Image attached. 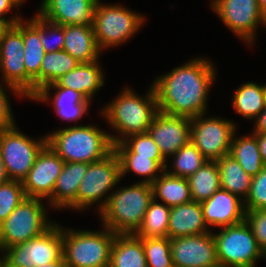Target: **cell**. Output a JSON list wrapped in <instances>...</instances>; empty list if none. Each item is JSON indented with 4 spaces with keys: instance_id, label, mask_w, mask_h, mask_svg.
I'll use <instances>...</instances> for the list:
<instances>
[{
    "instance_id": "obj_25",
    "label": "cell",
    "mask_w": 266,
    "mask_h": 267,
    "mask_svg": "<svg viewBox=\"0 0 266 267\" xmlns=\"http://www.w3.org/2000/svg\"><path fill=\"white\" fill-rule=\"evenodd\" d=\"M65 42L63 50L79 63L99 60L101 51L97 45L92 26L64 25Z\"/></svg>"
},
{
    "instance_id": "obj_43",
    "label": "cell",
    "mask_w": 266,
    "mask_h": 267,
    "mask_svg": "<svg viewBox=\"0 0 266 267\" xmlns=\"http://www.w3.org/2000/svg\"><path fill=\"white\" fill-rule=\"evenodd\" d=\"M19 8V5L14 0H0V19L7 21L10 25H14L16 22L21 21L23 18L16 14L6 19L5 15L13 9Z\"/></svg>"
},
{
    "instance_id": "obj_32",
    "label": "cell",
    "mask_w": 266,
    "mask_h": 267,
    "mask_svg": "<svg viewBox=\"0 0 266 267\" xmlns=\"http://www.w3.org/2000/svg\"><path fill=\"white\" fill-rule=\"evenodd\" d=\"M120 163L121 179L132 172L143 177L139 182L152 184L165 171L167 161H154L138 154H116ZM160 172V173H159ZM159 173V174H158Z\"/></svg>"
},
{
    "instance_id": "obj_14",
    "label": "cell",
    "mask_w": 266,
    "mask_h": 267,
    "mask_svg": "<svg viewBox=\"0 0 266 267\" xmlns=\"http://www.w3.org/2000/svg\"><path fill=\"white\" fill-rule=\"evenodd\" d=\"M23 49L21 20L10 25L1 38L0 73L2 79L0 82L15 88L23 98H26V67Z\"/></svg>"
},
{
    "instance_id": "obj_21",
    "label": "cell",
    "mask_w": 266,
    "mask_h": 267,
    "mask_svg": "<svg viewBox=\"0 0 266 267\" xmlns=\"http://www.w3.org/2000/svg\"><path fill=\"white\" fill-rule=\"evenodd\" d=\"M55 90L53 98L50 96L52 90ZM53 99V100H52ZM35 102H51L54 112L61 119L68 122H78L82 119L88 110L91 101L88 100L82 93L67 87H60L55 82L41 88L32 98Z\"/></svg>"
},
{
    "instance_id": "obj_40",
    "label": "cell",
    "mask_w": 266,
    "mask_h": 267,
    "mask_svg": "<svg viewBox=\"0 0 266 267\" xmlns=\"http://www.w3.org/2000/svg\"><path fill=\"white\" fill-rule=\"evenodd\" d=\"M245 211L266 209V165L255 176L247 199L244 201Z\"/></svg>"
},
{
    "instance_id": "obj_2",
    "label": "cell",
    "mask_w": 266,
    "mask_h": 267,
    "mask_svg": "<svg viewBox=\"0 0 266 267\" xmlns=\"http://www.w3.org/2000/svg\"><path fill=\"white\" fill-rule=\"evenodd\" d=\"M116 96L100 111L110 128L116 130V135L109 132L113 145L131 135L147 132L159 111L153 85L148 88L144 97L129 87L122 89Z\"/></svg>"
},
{
    "instance_id": "obj_11",
    "label": "cell",
    "mask_w": 266,
    "mask_h": 267,
    "mask_svg": "<svg viewBox=\"0 0 266 267\" xmlns=\"http://www.w3.org/2000/svg\"><path fill=\"white\" fill-rule=\"evenodd\" d=\"M17 127L0 132V148L6 174L9 180L23 181L32 168L37 155L47 144V137L35 140Z\"/></svg>"
},
{
    "instance_id": "obj_34",
    "label": "cell",
    "mask_w": 266,
    "mask_h": 267,
    "mask_svg": "<svg viewBox=\"0 0 266 267\" xmlns=\"http://www.w3.org/2000/svg\"><path fill=\"white\" fill-rule=\"evenodd\" d=\"M80 63L65 50L45 53L40 68V89L54 83Z\"/></svg>"
},
{
    "instance_id": "obj_10",
    "label": "cell",
    "mask_w": 266,
    "mask_h": 267,
    "mask_svg": "<svg viewBox=\"0 0 266 267\" xmlns=\"http://www.w3.org/2000/svg\"><path fill=\"white\" fill-rule=\"evenodd\" d=\"M53 222L39 236L3 249V267H37L57 261L62 256V227Z\"/></svg>"
},
{
    "instance_id": "obj_42",
    "label": "cell",
    "mask_w": 266,
    "mask_h": 267,
    "mask_svg": "<svg viewBox=\"0 0 266 267\" xmlns=\"http://www.w3.org/2000/svg\"><path fill=\"white\" fill-rule=\"evenodd\" d=\"M4 85L0 82V132L11 128L16 124L13 111L11 110L10 99L7 95L9 93L6 91L10 90L11 93H15L14 95H17L20 98L23 97L15 88L6 84Z\"/></svg>"
},
{
    "instance_id": "obj_26",
    "label": "cell",
    "mask_w": 266,
    "mask_h": 267,
    "mask_svg": "<svg viewBox=\"0 0 266 267\" xmlns=\"http://www.w3.org/2000/svg\"><path fill=\"white\" fill-rule=\"evenodd\" d=\"M109 267H147L142 238L135 234H116Z\"/></svg>"
},
{
    "instance_id": "obj_39",
    "label": "cell",
    "mask_w": 266,
    "mask_h": 267,
    "mask_svg": "<svg viewBox=\"0 0 266 267\" xmlns=\"http://www.w3.org/2000/svg\"><path fill=\"white\" fill-rule=\"evenodd\" d=\"M39 39L45 53L63 50L64 26L49 22L39 15Z\"/></svg>"
},
{
    "instance_id": "obj_22",
    "label": "cell",
    "mask_w": 266,
    "mask_h": 267,
    "mask_svg": "<svg viewBox=\"0 0 266 267\" xmlns=\"http://www.w3.org/2000/svg\"><path fill=\"white\" fill-rule=\"evenodd\" d=\"M212 231L204 221L201 202L191 201L171 208L167 237L170 239Z\"/></svg>"
},
{
    "instance_id": "obj_37",
    "label": "cell",
    "mask_w": 266,
    "mask_h": 267,
    "mask_svg": "<svg viewBox=\"0 0 266 267\" xmlns=\"http://www.w3.org/2000/svg\"><path fill=\"white\" fill-rule=\"evenodd\" d=\"M147 267H174L169 237L142 238Z\"/></svg>"
},
{
    "instance_id": "obj_47",
    "label": "cell",
    "mask_w": 266,
    "mask_h": 267,
    "mask_svg": "<svg viewBox=\"0 0 266 267\" xmlns=\"http://www.w3.org/2000/svg\"><path fill=\"white\" fill-rule=\"evenodd\" d=\"M37 267H66V264L64 262L63 256H61L57 261L37 266Z\"/></svg>"
},
{
    "instance_id": "obj_23",
    "label": "cell",
    "mask_w": 266,
    "mask_h": 267,
    "mask_svg": "<svg viewBox=\"0 0 266 267\" xmlns=\"http://www.w3.org/2000/svg\"><path fill=\"white\" fill-rule=\"evenodd\" d=\"M99 60L80 63L76 68L60 77L55 83L82 93L92 101L94 95L105 85V76ZM99 90V91H98Z\"/></svg>"
},
{
    "instance_id": "obj_3",
    "label": "cell",
    "mask_w": 266,
    "mask_h": 267,
    "mask_svg": "<svg viewBox=\"0 0 266 267\" xmlns=\"http://www.w3.org/2000/svg\"><path fill=\"white\" fill-rule=\"evenodd\" d=\"M47 144L64 162L93 163L113 151L109 133L93 124L74 125L48 133Z\"/></svg>"
},
{
    "instance_id": "obj_8",
    "label": "cell",
    "mask_w": 266,
    "mask_h": 267,
    "mask_svg": "<svg viewBox=\"0 0 266 267\" xmlns=\"http://www.w3.org/2000/svg\"><path fill=\"white\" fill-rule=\"evenodd\" d=\"M43 202L40 198L25 197L0 224V252L39 236L54 224L48 220V208Z\"/></svg>"
},
{
    "instance_id": "obj_52",
    "label": "cell",
    "mask_w": 266,
    "mask_h": 267,
    "mask_svg": "<svg viewBox=\"0 0 266 267\" xmlns=\"http://www.w3.org/2000/svg\"><path fill=\"white\" fill-rule=\"evenodd\" d=\"M1 252H0V267H3V261H2V256H1Z\"/></svg>"
},
{
    "instance_id": "obj_38",
    "label": "cell",
    "mask_w": 266,
    "mask_h": 267,
    "mask_svg": "<svg viewBox=\"0 0 266 267\" xmlns=\"http://www.w3.org/2000/svg\"><path fill=\"white\" fill-rule=\"evenodd\" d=\"M23 183L17 180H8L0 184V224L25 199Z\"/></svg>"
},
{
    "instance_id": "obj_16",
    "label": "cell",
    "mask_w": 266,
    "mask_h": 267,
    "mask_svg": "<svg viewBox=\"0 0 266 267\" xmlns=\"http://www.w3.org/2000/svg\"><path fill=\"white\" fill-rule=\"evenodd\" d=\"M64 163L63 159L46 144L37 155L27 177L22 181L26 197L48 200L53 195Z\"/></svg>"
},
{
    "instance_id": "obj_12",
    "label": "cell",
    "mask_w": 266,
    "mask_h": 267,
    "mask_svg": "<svg viewBox=\"0 0 266 267\" xmlns=\"http://www.w3.org/2000/svg\"><path fill=\"white\" fill-rule=\"evenodd\" d=\"M207 113L191 118L190 141L208 161H217L228 155L237 126L220 117H205Z\"/></svg>"
},
{
    "instance_id": "obj_18",
    "label": "cell",
    "mask_w": 266,
    "mask_h": 267,
    "mask_svg": "<svg viewBox=\"0 0 266 267\" xmlns=\"http://www.w3.org/2000/svg\"><path fill=\"white\" fill-rule=\"evenodd\" d=\"M97 2L98 0H42L37 13L58 25L93 26Z\"/></svg>"
},
{
    "instance_id": "obj_51",
    "label": "cell",
    "mask_w": 266,
    "mask_h": 267,
    "mask_svg": "<svg viewBox=\"0 0 266 267\" xmlns=\"http://www.w3.org/2000/svg\"><path fill=\"white\" fill-rule=\"evenodd\" d=\"M264 95H265V108H266V83L264 84Z\"/></svg>"
},
{
    "instance_id": "obj_7",
    "label": "cell",
    "mask_w": 266,
    "mask_h": 267,
    "mask_svg": "<svg viewBox=\"0 0 266 267\" xmlns=\"http://www.w3.org/2000/svg\"><path fill=\"white\" fill-rule=\"evenodd\" d=\"M120 181L119 159L112 151L104 159L89 163L86 174L80 182L76 199L67 208L83 211L97 204L99 214L106 206L110 192L112 193V189H115Z\"/></svg>"
},
{
    "instance_id": "obj_13",
    "label": "cell",
    "mask_w": 266,
    "mask_h": 267,
    "mask_svg": "<svg viewBox=\"0 0 266 267\" xmlns=\"http://www.w3.org/2000/svg\"><path fill=\"white\" fill-rule=\"evenodd\" d=\"M210 6L226 27L250 47L259 25L266 27L257 0H212Z\"/></svg>"
},
{
    "instance_id": "obj_46",
    "label": "cell",
    "mask_w": 266,
    "mask_h": 267,
    "mask_svg": "<svg viewBox=\"0 0 266 267\" xmlns=\"http://www.w3.org/2000/svg\"><path fill=\"white\" fill-rule=\"evenodd\" d=\"M9 180L4 164H3V159H2V153H1V148H0V184H3Z\"/></svg>"
},
{
    "instance_id": "obj_36",
    "label": "cell",
    "mask_w": 266,
    "mask_h": 267,
    "mask_svg": "<svg viewBox=\"0 0 266 267\" xmlns=\"http://www.w3.org/2000/svg\"><path fill=\"white\" fill-rule=\"evenodd\" d=\"M116 154H138V156L150 157L154 161L166 160L155 141L148 132L131 135L122 142L113 145Z\"/></svg>"
},
{
    "instance_id": "obj_28",
    "label": "cell",
    "mask_w": 266,
    "mask_h": 267,
    "mask_svg": "<svg viewBox=\"0 0 266 267\" xmlns=\"http://www.w3.org/2000/svg\"><path fill=\"white\" fill-rule=\"evenodd\" d=\"M221 188L245 201L249 195L252 176L247 174L230 154L218 159Z\"/></svg>"
},
{
    "instance_id": "obj_24",
    "label": "cell",
    "mask_w": 266,
    "mask_h": 267,
    "mask_svg": "<svg viewBox=\"0 0 266 267\" xmlns=\"http://www.w3.org/2000/svg\"><path fill=\"white\" fill-rule=\"evenodd\" d=\"M88 163L65 162L58 176L53 195L47 200L56 210L66 209L77 196L79 185L86 174Z\"/></svg>"
},
{
    "instance_id": "obj_29",
    "label": "cell",
    "mask_w": 266,
    "mask_h": 267,
    "mask_svg": "<svg viewBox=\"0 0 266 267\" xmlns=\"http://www.w3.org/2000/svg\"><path fill=\"white\" fill-rule=\"evenodd\" d=\"M264 84L246 82L233 94L232 106L247 120H255L265 110Z\"/></svg>"
},
{
    "instance_id": "obj_48",
    "label": "cell",
    "mask_w": 266,
    "mask_h": 267,
    "mask_svg": "<svg viewBox=\"0 0 266 267\" xmlns=\"http://www.w3.org/2000/svg\"><path fill=\"white\" fill-rule=\"evenodd\" d=\"M10 24L7 21L0 19V41L4 32L9 28Z\"/></svg>"
},
{
    "instance_id": "obj_45",
    "label": "cell",
    "mask_w": 266,
    "mask_h": 267,
    "mask_svg": "<svg viewBox=\"0 0 266 267\" xmlns=\"http://www.w3.org/2000/svg\"><path fill=\"white\" fill-rule=\"evenodd\" d=\"M257 137V143L259 146V152L262 160L266 164V133H253Z\"/></svg>"
},
{
    "instance_id": "obj_20",
    "label": "cell",
    "mask_w": 266,
    "mask_h": 267,
    "mask_svg": "<svg viewBox=\"0 0 266 267\" xmlns=\"http://www.w3.org/2000/svg\"><path fill=\"white\" fill-rule=\"evenodd\" d=\"M204 221L210 227H228L245 220L244 201L219 188L209 199L201 202Z\"/></svg>"
},
{
    "instance_id": "obj_33",
    "label": "cell",
    "mask_w": 266,
    "mask_h": 267,
    "mask_svg": "<svg viewBox=\"0 0 266 267\" xmlns=\"http://www.w3.org/2000/svg\"><path fill=\"white\" fill-rule=\"evenodd\" d=\"M170 211L169 206L153 199L135 235L139 238L167 237Z\"/></svg>"
},
{
    "instance_id": "obj_1",
    "label": "cell",
    "mask_w": 266,
    "mask_h": 267,
    "mask_svg": "<svg viewBox=\"0 0 266 267\" xmlns=\"http://www.w3.org/2000/svg\"><path fill=\"white\" fill-rule=\"evenodd\" d=\"M209 59L193 58L152 81L158 110L194 118L207 113L208 95L215 82L216 68Z\"/></svg>"
},
{
    "instance_id": "obj_27",
    "label": "cell",
    "mask_w": 266,
    "mask_h": 267,
    "mask_svg": "<svg viewBox=\"0 0 266 267\" xmlns=\"http://www.w3.org/2000/svg\"><path fill=\"white\" fill-rule=\"evenodd\" d=\"M153 199L162 202L170 208L192 201L187 178L173 176L166 171L151 184Z\"/></svg>"
},
{
    "instance_id": "obj_30",
    "label": "cell",
    "mask_w": 266,
    "mask_h": 267,
    "mask_svg": "<svg viewBox=\"0 0 266 267\" xmlns=\"http://www.w3.org/2000/svg\"><path fill=\"white\" fill-rule=\"evenodd\" d=\"M229 154L252 177L257 175L266 165L259 152L257 137L253 133L236 137L235 132Z\"/></svg>"
},
{
    "instance_id": "obj_35",
    "label": "cell",
    "mask_w": 266,
    "mask_h": 267,
    "mask_svg": "<svg viewBox=\"0 0 266 267\" xmlns=\"http://www.w3.org/2000/svg\"><path fill=\"white\" fill-rule=\"evenodd\" d=\"M172 158L171 170L166 165L165 171L170 175L182 178L193 175L208 161L191 141L173 154Z\"/></svg>"
},
{
    "instance_id": "obj_50",
    "label": "cell",
    "mask_w": 266,
    "mask_h": 267,
    "mask_svg": "<svg viewBox=\"0 0 266 267\" xmlns=\"http://www.w3.org/2000/svg\"><path fill=\"white\" fill-rule=\"evenodd\" d=\"M19 6H22V4L25 2L24 0H14Z\"/></svg>"
},
{
    "instance_id": "obj_17",
    "label": "cell",
    "mask_w": 266,
    "mask_h": 267,
    "mask_svg": "<svg viewBox=\"0 0 266 267\" xmlns=\"http://www.w3.org/2000/svg\"><path fill=\"white\" fill-rule=\"evenodd\" d=\"M147 132L167 160L190 142L191 118L158 111Z\"/></svg>"
},
{
    "instance_id": "obj_15",
    "label": "cell",
    "mask_w": 266,
    "mask_h": 267,
    "mask_svg": "<svg viewBox=\"0 0 266 267\" xmlns=\"http://www.w3.org/2000/svg\"><path fill=\"white\" fill-rule=\"evenodd\" d=\"M174 267H220L214 233L170 239Z\"/></svg>"
},
{
    "instance_id": "obj_5",
    "label": "cell",
    "mask_w": 266,
    "mask_h": 267,
    "mask_svg": "<svg viewBox=\"0 0 266 267\" xmlns=\"http://www.w3.org/2000/svg\"><path fill=\"white\" fill-rule=\"evenodd\" d=\"M115 236L104 225L100 231L62 227V256L66 267H109Z\"/></svg>"
},
{
    "instance_id": "obj_31",
    "label": "cell",
    "mask_w": 266,
    "mask_h": 267,
    "mask_svg": "<svg viewBox=\"0 0 266 267\" xmlns=\"http://www.w3.org/2000/svg\"><path fill=\"white\" fill-rule=\"evenodd\" d=\"M192 201L203 202L221 188L220 171L216 161H207L187 178Z\"/></svg>"
},
{
    "instance_id": "obj_44",
    "label": "cell",
    "mask_w": 266,
    "mask_h": 267,
    "mask_svg": "<svg viewBox=\"0 0 266 267\" xmlns=\"http://www.w3.org/2000/svg\"><path fill=\"white\" fill-rule=\"evenodd\" d=\"M253 122L255 125L252 133H266V108Z\"/></svg>"
},
{
    "instance_id": "obj_9",
    "label": "cell",
    "mask_w": 266,
    "mask_h": 267,
    "mask_svg": "<svg viewBox=\"0 0 266 267\" xmlns=\"http://www.w3.org/2000/svg\"><path fill=\"white\" fill-rule=\"evenodd\" d=\"M220 230L214 234L220 267H255L257 260L266 259L246 220Z\"/></svg>"
},
{
    "instance_id": "obj_6",
    "label": "cell",
    "mask_w": 266,
    "mask_h": 267,
    "mask_svg": "<svg viewBox=\"0 0 266 267\" xmlns=\"http://www.w3.org/2000/svg\"><path fill=\"white\" fill-rule=\"evenodd\" d=\"M120 4H103L98 0L93 18V31L102 51L127 43L143 27L145 16Z\"/></svg>"
},
{
    "instance_id": "obj_19",
    "label": "cell",
    "mask_w": 266,
    "mask_h": 267,
    "mask_svg": "<svg viewBox=\"0 0 266 267\" xmlns=\"http://www.w3.org/2000/svg\"><path fill=\"white\" fill-rule=\"evenodd\" d=\"M24 62L26 67V98L29 100L40 90V68L45 50L39 39V14L29 20L22 19Z\"/></svg>"
},
{
    "instance_id": "obj_4",
    "label": "cell",
    "mask_w": 266,
    "mask_h": 267,
    "mask_svg": "<svg viewBox=\"0 0 266 267\" xmlns=\"http://www.w3.org/2000/svg\"><path fill=\"white\" fill-rule=\"evenodd\" d=\"M152 200L153 190L149 183L136 182L120 187L111 193L99 213L102 225L115 234H135Z\"/></svg>"
},
{
    "instance_id": "obj_49",
    "label": "cell",
    "mask_w": 266,
    "mask_h": 267,
    "mask_svg": "<svg viewBox=\"0 0 266 267\" xmlns=\"http://www.w3.org/2000/svg\"><path fill=\"white\" fill-rule=\"evenodd\" d=\"M259 9L266 17V0H257Z\"/></svg>"
},
{
    "instance_id": "obj_41",
    "label": "cell",
    "mask_w": 266,
    "mask_h": 267,
    "mask_svg": "<svg viewBox=\"0 0 266 267\" xmlns=\"http://www.w3.org/2000/svg\"><path fill=\"white\" fill-rule=\"evenodd\" d=\"M245 220L252 229L258 246L266 255V209L246 211Z\"/></svg>"
}]
</instances>
